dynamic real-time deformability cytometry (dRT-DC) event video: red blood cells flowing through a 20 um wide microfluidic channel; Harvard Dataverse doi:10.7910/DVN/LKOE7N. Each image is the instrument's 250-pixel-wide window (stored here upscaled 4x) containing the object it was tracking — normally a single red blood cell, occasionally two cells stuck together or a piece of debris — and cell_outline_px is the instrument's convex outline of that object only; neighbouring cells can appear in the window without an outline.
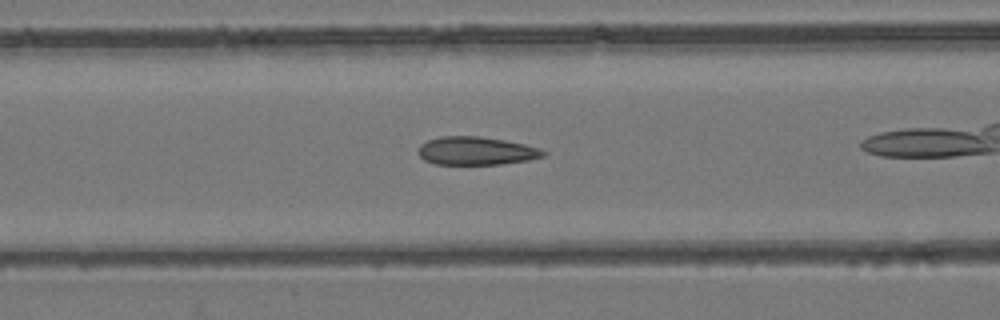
{"species": "common noctule bat (a hibernating species)", "species_latin": "Nyctalus noctula", "temperature_condition": "room temperature", "stored_images_in_passage": 40, "camera_frame_rate_fps": 3000, "um_per_image_px": 0.085, "animal": {"sex": "female", "body_mass_g": 24.6, "forearm_length_mm": 56.2}, "frame": {"image": 1, "passage_image": 20, "time_ms": 6.333, "image_size_px": [1000, 320], "cell_outline_px": [[548, 152], [544, 156], [528, 160], [500, 164], [436, 164], [424, 160], [416, 152], [420, 144], [428, 140], [440, 136], [480, 136], [504, 140], [524, 144], [540, 148]], "centroid_in_image_um": [40.46, 12.82], "position_along_channel_um": 126.1, "area_um2": 20.63}}
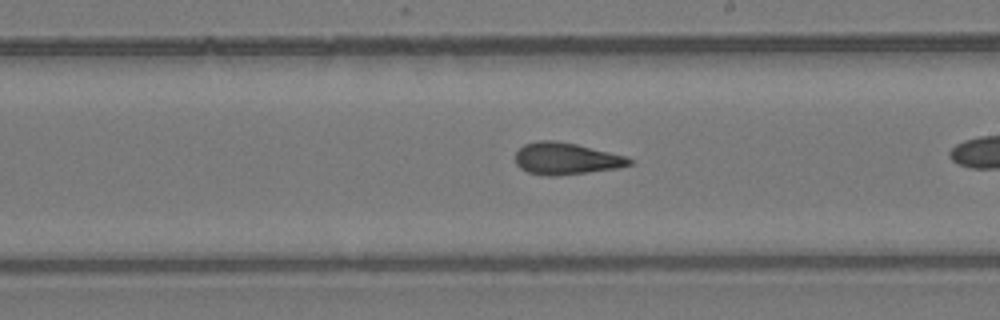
{"frame": {"image": 2, "passage_image": 29, "time_ms": 9.333, "image_size_px": [1000, 320], "cell_outline_px": [[632, 164], [616, 168], [588, 172], [556, 176], [548, 176], [528, 172], [520, 168], [516, 164], [516, 152], [524, 144], [536, 140], [556, 140], [576, 144], [624, 156], [632, 160]], "centroid_in_image_um": [48.06, 13.48], "position_along_channel_um": 240.9, "area_um2": 20.98}}
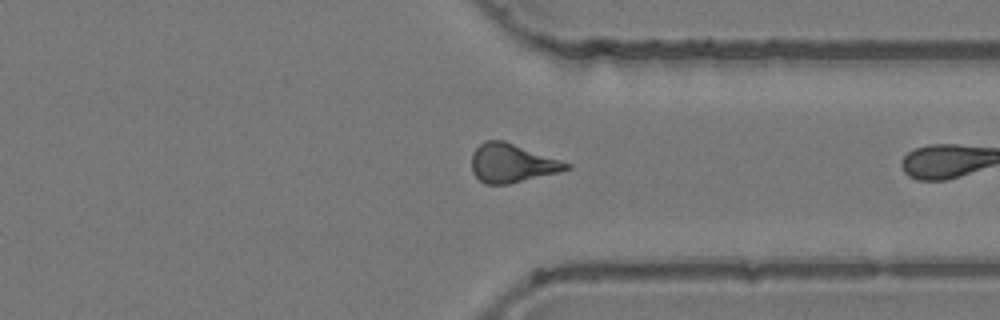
{"frame": {"image": 3, "passage_image": 39, "time_ms": 12.667, "image_size_px": [1000, 320], "cell_outline_px": [[572, 168], [560, 172], [508, 184], [484, 184], [472, 172], [472, 152], [484, 140], [504, 140], [572, 164]], "centroid_in_image_um": [43.52, 13.86], "position_along_channel_um": 367.9, "area_um2": 21.39}}